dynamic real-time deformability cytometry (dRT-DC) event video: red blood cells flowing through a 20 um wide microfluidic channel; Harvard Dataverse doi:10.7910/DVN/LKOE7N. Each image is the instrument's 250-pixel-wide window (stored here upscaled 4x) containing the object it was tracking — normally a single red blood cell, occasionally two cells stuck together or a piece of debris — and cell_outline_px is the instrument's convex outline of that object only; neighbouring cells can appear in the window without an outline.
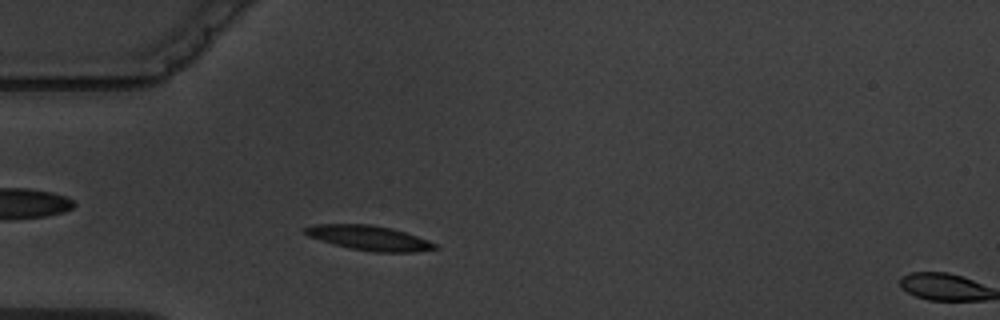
{"species": "common noctule bat (a hibernating species)", "species_latin": "Nyctalus noctula", "temperature_condition": "warm", "stored_images_in_passage": 3, "segment_of_instrument_passage": [1, 2], "camera_frame_rate_fps": 3000, "um_per_image_px": 0.085, "animal": {"sex": "male", "body_mass_g": 19.5, "forearm_length_mm": 54.6}, "frame": {"image": 1, "passage_image": 2, "time_ms": 1.333, "image_size_px": [1000, 320], "cell_outline_px": [[440, 248], [416, 252], [372, 252], [352, 248], [320, 240], [308, 236], [300, 232], [300, 228], [312, 224], [372, 224], [392, 228], [428, 240], [436, 244]], "centroid_in_image_um": [31.33, 20.21], "position_along_channel_um": 53.7, "area_um2": 18.84}}